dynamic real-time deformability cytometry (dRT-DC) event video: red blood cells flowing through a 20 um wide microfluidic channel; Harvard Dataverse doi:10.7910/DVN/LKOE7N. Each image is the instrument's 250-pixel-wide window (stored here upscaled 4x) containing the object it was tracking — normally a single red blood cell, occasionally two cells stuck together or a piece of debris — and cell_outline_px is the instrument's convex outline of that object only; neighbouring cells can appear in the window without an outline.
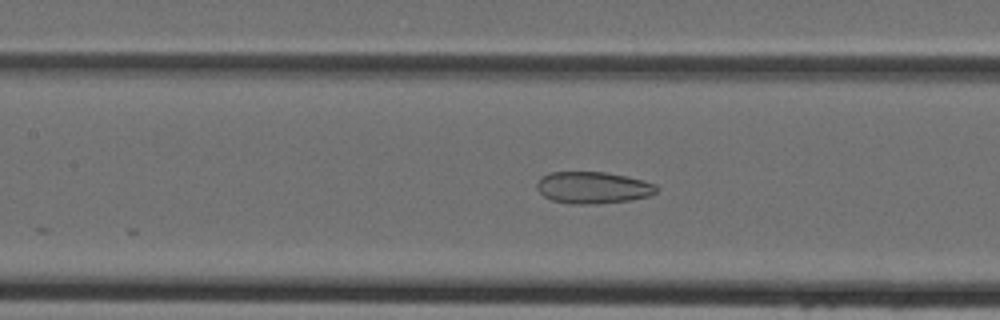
{"species": "Egyptian fruit bat (a non-hibernating species)", "species_latin": "Rousettus aegyptiacus", "temperature_condition": "cold", "stored_images_in_passage": 24, "camera_frame_rate_fps": 3000, "um_per_image_px": 0.085, "animal": {"sex": "female"}, "frame": {"image": 1, "passage_image": 20, "time_ms": 6.333, "image_size_px": [1000, 320], "cell_outline_px": [[660, 188], [656, 192], [648, 196], [628, 200], [596, 204], [572, 204], [552, 200], [544, 196], [536, 188], [536, 184], [540, 176], [548, 172], [604, 172], [644, 180], [656, 184]], "centroid_in_image_um": [50.38, 15.94], "position_along_channel_um": 157.0, "area_um2": 22.25}}
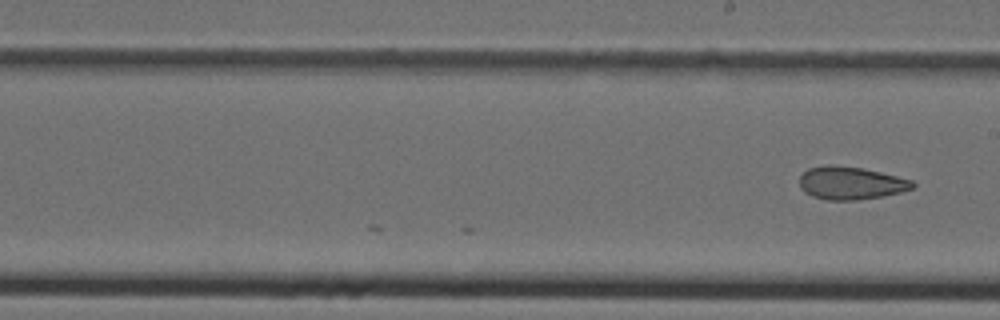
{"frame": {"image": 2, "passage_image": 24, "time_ms": 7.667, "image_size_px": [1000, 320], "cell_outline_px": [[916, 184], [912, 188], [900, 192], [880, 196], [856, 200], [828, 200], [812, 196], [804, 192], [800, 188], [800, 176], [808, 168], [828, 164], [832, 164], [864, 168], [912, 180]], "centroid_in_image_um": [72.28, 15.55], "position_along_channel_um": 216.7, "area_um2": 21.62}}